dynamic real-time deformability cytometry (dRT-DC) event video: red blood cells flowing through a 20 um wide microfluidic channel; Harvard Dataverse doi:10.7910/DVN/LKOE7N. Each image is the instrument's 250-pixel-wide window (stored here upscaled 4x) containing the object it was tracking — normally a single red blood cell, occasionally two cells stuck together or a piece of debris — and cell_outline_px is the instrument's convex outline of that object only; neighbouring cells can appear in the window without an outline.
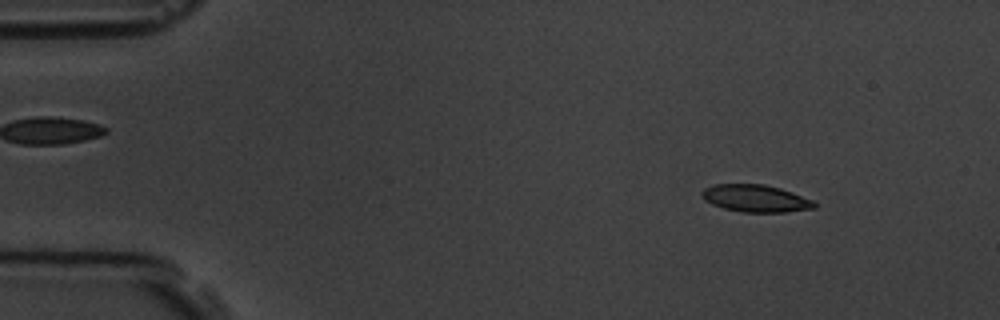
{"species": "common noctule bat (a hibernating species)", "species_latin": "Nyctalus noctula", "temperature_condition": "room temperature", "stored_images_in_passage": 55, "camera_frame_rate_fps": 3000, "um_per_image_px": 0.085, "animal": {"sex": "male", "body_mass_g": 19.5, "forearm_length_mm": 54.6}, "frame": {"image": 1, "passage_image": 6, "time_ms": 1.667, "image_size_px": [1000, 320], "cell_outline_px": [[816, 208], [784, 212], [740, 212], [724, 208], [712, 204], [704, 200], [700, 192], [704, 188], [712, 184], [764, 184], [780, 188], [792, 192], [812, 200], [816, 204]], "centroid_in_image_um": [64.19, 16.86], "position_along_channel_um": 20.8, "area_um2": 17.92}}
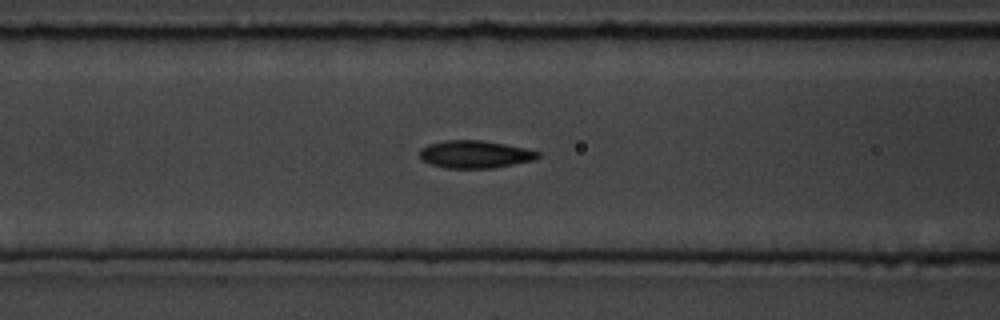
{"frame": {"image": 2, "passage_image": 22, "time_ms": 7.0, "image_size_px": [1000, 320], "cell_outline_px": [[540, 156], [536, 160], [492, 168], [448, 168], [428, 164], [420, 160], [420, 148], [428, 144], [444, 140], [480, 140], [504, 144], [524, 148], [540, 152]], "centroid_in_image_um": [40.34, 13.12], "position_along_channel_um": 126.3, "area_um2": 19.13}}
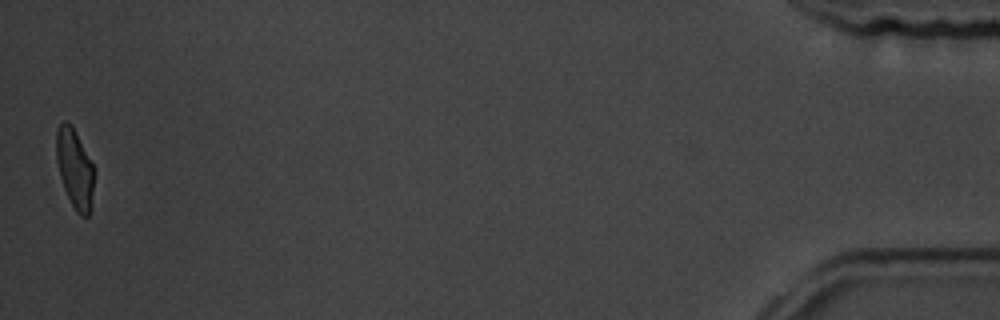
{"frame": {"image": 3, "passage_image": 55, "time_ms": 18.0, "image_size_px": [1000, 320], "cell_outline_px": [[96, 172], [92, 208], [88, 216], [80, 216], [76, 212], [64, 188], [60, 176], [56, 160], [56, 132], [60, 124], [64, 120], [68, 120], [72, 124]], "centroid_in_image_um": [6.38, 14.35], "position_along_channel_um": 428.8, "area_um2": 17.86}, "authors_computed_cell_mechanics": {"area_um2": 18.5538, "velocity_mm_per_s": 3.6191, "shape_relaxation_time_tau1_ms": 3.1585, "shape_relaxation_time_tau2_ms": 1.7694, "deformation_change_tau1": 0.1401, "deformation_change_tau2": 0.0713}}